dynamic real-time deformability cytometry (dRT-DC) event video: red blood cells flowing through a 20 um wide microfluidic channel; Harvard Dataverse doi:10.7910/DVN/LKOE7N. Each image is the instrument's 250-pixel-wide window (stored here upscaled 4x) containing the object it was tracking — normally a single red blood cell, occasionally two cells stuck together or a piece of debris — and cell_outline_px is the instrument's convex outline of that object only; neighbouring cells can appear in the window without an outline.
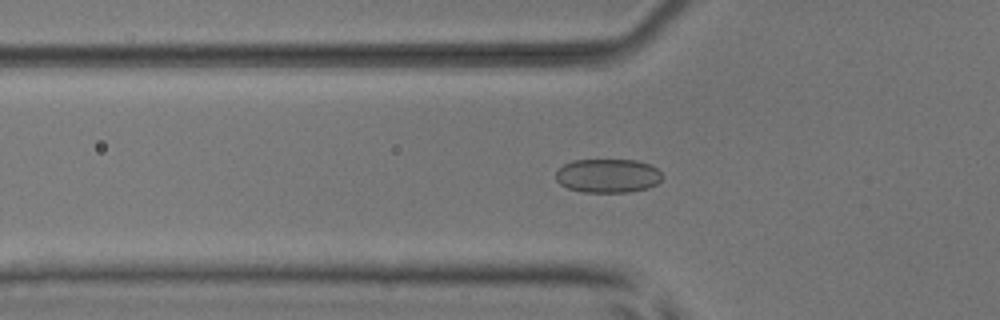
{"species": "common noctule bat (a hibernating species)", "species_latin": "Nyctalus noctula", "temperature_condition": "room temperature", "stored_images_in_passage": 54, "camera_frame_rate_fps": 3000, "um_per_image_px": 0.085, "animal": {"sex": "male", "body_mass_g": 17.9, "forearm_length_mm": 54.2}, "frame": {"image": 1, "passage_image": 19, "time_ms": 6.0, "image_size_px": [1000, 320], "cell_outline_px": [[664, 176], [656, 184], [648, 188], [628, 192], [584, 192], [568, 188], [560, 184], [556, 180], [556, 172], [564, 164], [572, 160], [636, 160], [648, 164], [656, 168]], "centroid_in_image_um": [51.66, 14.94], "position_along_channel_um": 74.1, "area_um2": 20.98}}
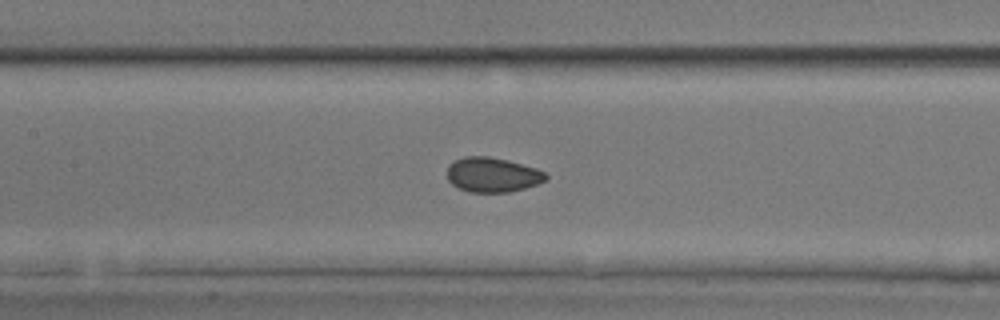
{"frame": {"image": 2, "passage_image": 26, "time_ms": 8.333, "image_size_px": [1000, 320], "cell_outline_px": [[548, 180], [524, 188], [508, 192], [468, 192], [452, 184], [448, 180], [448, 164], [464, 156], [488, 156], [508, 160], [536, 168], [544, 172], [548, 176]], "centroid_in_image_um": [41.86, 14.85], "position_along_channel_um": 165.5, "area_um2": 19.94}}
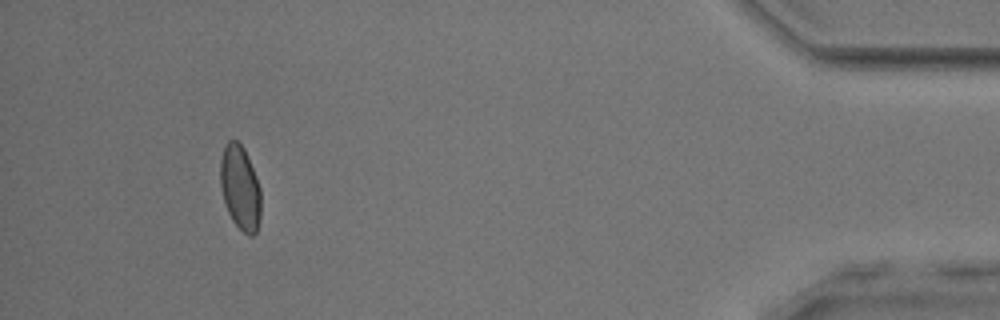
{"frame": {"image": 3, "passage_image": 50, "time_ms": 16.333, "image_size_px": [1000, 320], "cell_outline_px": [[260, 220], [256, 232], [252, 236], [248, 236], [232, 220], [228, 212], [224, 200], [220, 184], [220, 156], [228, 140], [236, 140], [244, 148], [260, 188]], "centroid_in_image_um": [20.4, 15.96], "position_along_channel_um": 414.8, "area_um2": 19.83}, "authors_computed_cell_mechanics": {"area_um2": 20.1144, "velocity_mm_per_s": 3.9098, "shape_relaxation_time_tau1_ms": 4.8761, "shape_relaxation_time_tau2_ms": null, "deformation_change_tau1": 0.0862, "deformation_change_tau2": null}}